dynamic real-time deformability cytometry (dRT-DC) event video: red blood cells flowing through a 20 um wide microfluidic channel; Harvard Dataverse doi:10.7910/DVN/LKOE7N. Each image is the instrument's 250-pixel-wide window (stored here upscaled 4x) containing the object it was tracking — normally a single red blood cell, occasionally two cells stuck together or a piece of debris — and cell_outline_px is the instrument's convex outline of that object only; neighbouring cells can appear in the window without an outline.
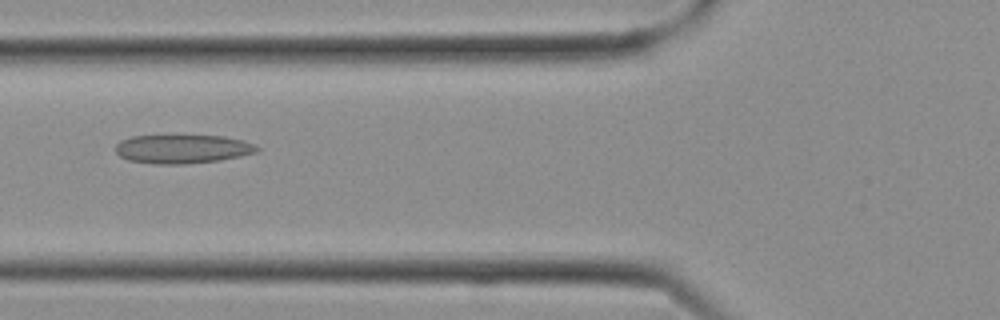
{"species": "Egyptian fruit bat (a non-hibernating species)", "species_latin": "Rousettus aegyptiacus", "temperature_condition": "cold", "stored_images_in_passage": 11, "camera_frame_rate_fps": 3000, "um_per_image_px": 0.085, "frame": {"image": 1, "passage_image": 10, "time_ms": 3.0, "image_size_px": [1000, 320], "cell_outline_px": [[260, 148], [256, 152], [240, 156], [220, 160], [184, 164], [152, 164], [128, 160], [120, 156], [116, 152], [116, 144], [120, 140], [132, 136], [224, 136], [244, 140]], "centroid_in_image_um": [15.49, 12.67], "position_along_channel_um": 110.3, "area_um2": 23.64}}